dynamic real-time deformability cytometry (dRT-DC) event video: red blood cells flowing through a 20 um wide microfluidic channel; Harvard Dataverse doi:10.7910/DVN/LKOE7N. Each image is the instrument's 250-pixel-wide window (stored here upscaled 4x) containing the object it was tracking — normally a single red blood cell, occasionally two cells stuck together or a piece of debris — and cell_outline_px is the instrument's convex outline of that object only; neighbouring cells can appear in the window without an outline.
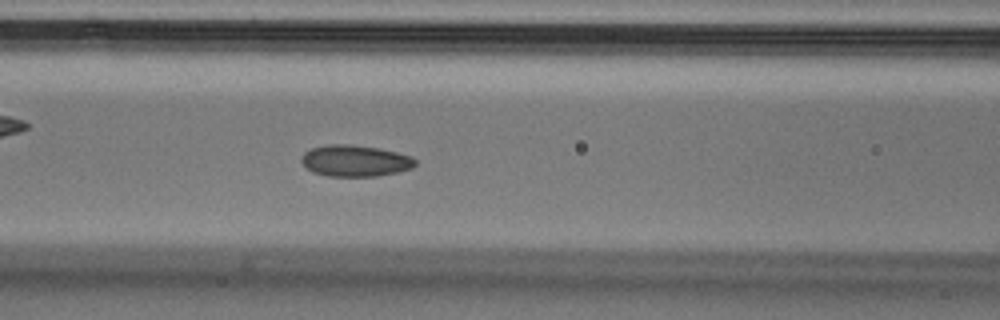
{"species": "Egyptian fruit bat (a non-hibernating species)", "species_latin": "Rousettus aegyptiacus", "temperature_condition": "cold", "stored_images_in_passage": 53, "camera_frame_rate_fps": 3000, "um_per_image_px": 0.085, "animal": {"sex": "male"}, "frame": {"image": 1, "passage_image": 21, "time_ms": 6.667, "image_size_px": [1000, 320], "cell_outline_px": [[416, 164], [412, 168], [396, 172], [376, 176], [328, 176], [312, 172], [300, 160], [300, 156], [304, 152], [312, 148], [328, 144], [348, 144], [380, 148], [412, 156], [416, 160]], "centroid_in_image_um": [30.18, 13.66], "position_along_channel_um": 136.4, "area_um2": 20.87}}
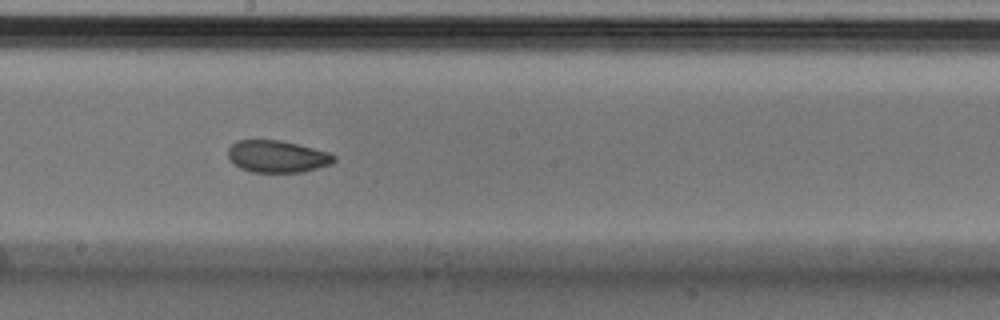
{"frame": {"image": 2, "passage_image": 28, "time_ms": 9.0, "image_size_px": [1000, 320], "cell_outline_px": [[336, 160], [332, 164], [304, 172], [252, 172], [240, 168], [228, 156], [228, 148], [236, 140], [280, 140], [328, 152], [336, 156]], "centroid_in_image_um": [23.58, 13.3], "position_along_channel_um": 224.6, "area_um2": 19.71}}
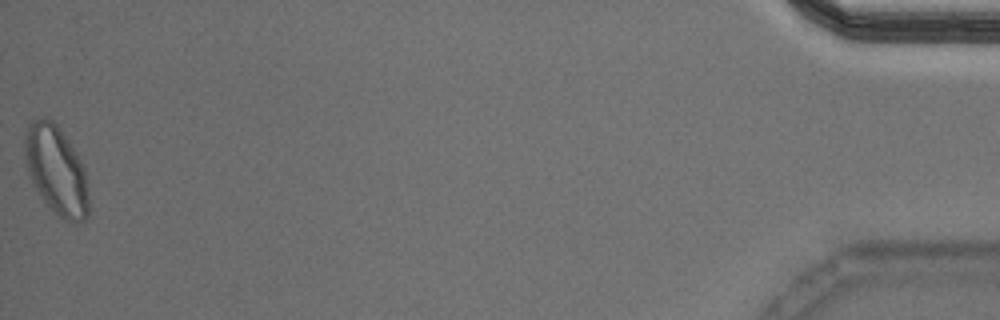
{"frame": {"image": 3, "passage_image": 52, "time_ms": 17.0, "image_size_px": [1000, 320], "cell_outline_px": [[88, 216], [84, 220], [76, 224], [72, 224], [48, 208], [44, 204], [32, 184], [28, 176], [24, 160], [24, 136], [28, 124], [32, 120], [44, 116], [52, 120], [56, 124], [68, 140], [80, 160], [84, 168], [88, 196]], "centroid_in_image_um": [4.74, 14.49], "position_along_channel_um": 430.5, "area_um2": 33.58}}